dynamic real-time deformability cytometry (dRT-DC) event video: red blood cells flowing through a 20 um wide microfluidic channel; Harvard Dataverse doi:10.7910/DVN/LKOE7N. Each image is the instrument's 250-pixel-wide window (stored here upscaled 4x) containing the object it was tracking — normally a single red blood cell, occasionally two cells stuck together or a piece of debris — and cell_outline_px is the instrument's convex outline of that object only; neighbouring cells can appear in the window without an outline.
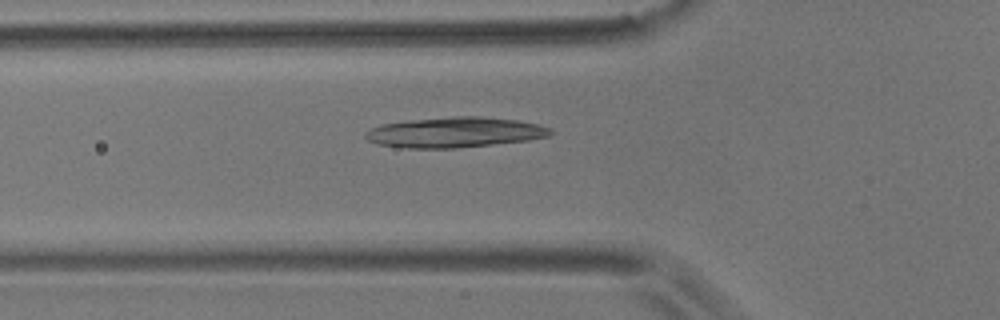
{"species": "common noctule bat (a hibernating species)", "species_latin": "Nyctalus noctula", "temperature_condition": "room temperature", "stored_images_in_passage": 57, "camera_frame_rate_fps": 3000, "um_per_image_px": 0.085, "animal": {"sex": "male", "body_mass_g": 17.9}, "frame": {"image": 1, "passage_image": 20, "time_ms": 6.333, "image_size_px": [1000, 320], "cell_outline_px": [[552, 132], [548, 136], [528, 140], [456, 148], [400, 148], [376, 144], [368, 140], [364, 136], [364, 132], [372, 128], [384, 124], [412, 120], [452, 116], [480, 116], [516, 120], [536, 124], [552, 128]], "centroid_in_image_um": [38.63, 11.25], "position_along_channel_um": 87.2, "area_um2": 32.54}}
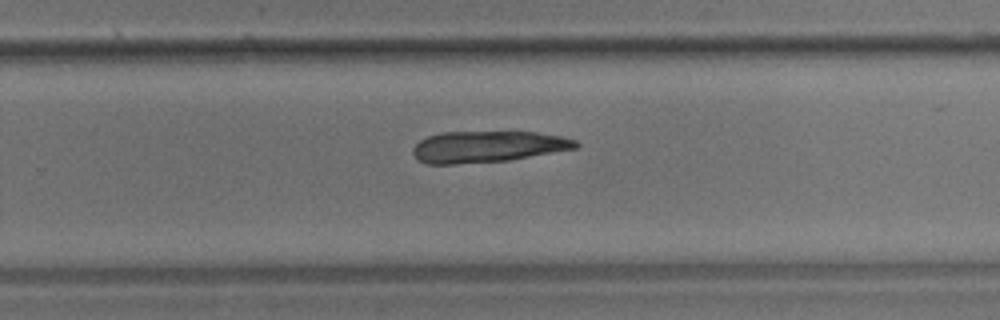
{"frame": {"image": 2, "passage_image": 37, "time_ms": 12.0, "image_size_px": [1000, 320], "cell_outline_px": [[580, 144], [576, 148], [508, 160], [456, 164], [428, 164], [416, 160], [412, 152], [412, 148], [420, 140], [428, 136], [440, 132], [536, 132], [560, 136], [576, 140]], "centroid_in_image_um": [41.39, 12.47], "position_along_channel_um": 288.4, "area_um2": 29.71}}
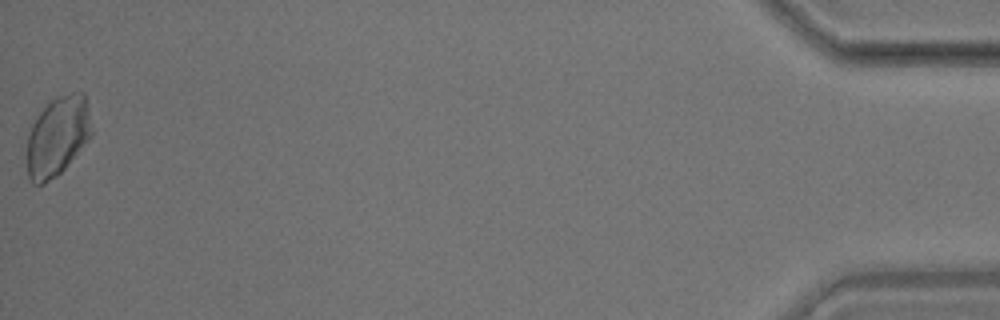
{"frame": {"image": 3, "passage_image": 57, "time_ms": 18.667, "image_size_px": [1000, 320], "cell_outline_px": [[92, 136], [64, 168], [56, 176], [44, 184], [32, 184], [28, 180], [24, 156], [28, 132], [36, 116], [56, 96], [72, 92], [84, 92], [88, 108], [92, 128]], "centroid_in_image_um": [4.84, 11.61], "position_along_channel_um": 430.4, "area_um2": 30.58}}